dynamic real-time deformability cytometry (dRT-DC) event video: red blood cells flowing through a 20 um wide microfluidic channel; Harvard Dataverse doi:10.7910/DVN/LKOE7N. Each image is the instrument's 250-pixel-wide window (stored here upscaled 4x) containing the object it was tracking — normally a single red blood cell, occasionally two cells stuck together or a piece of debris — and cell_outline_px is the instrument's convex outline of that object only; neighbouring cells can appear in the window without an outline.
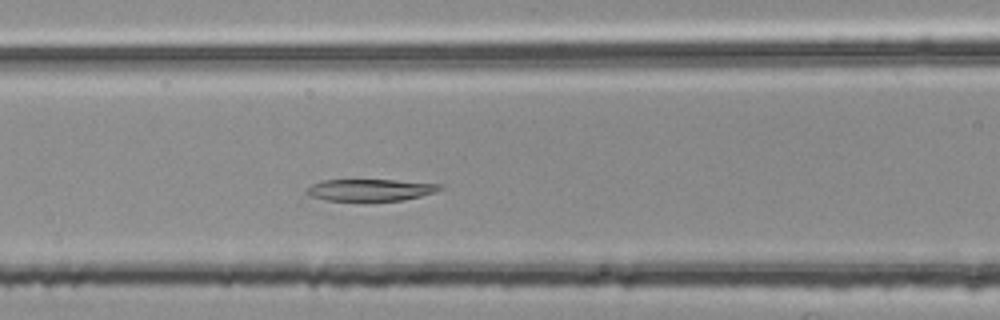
{"species": "common noctule bat (a hibernating species)", "species_latin": "Nyctalus noctula", "temperature_condition": "room temperature", "stored_images_in_passage": 44, "camera_frame_rate_fps": 3000, "um_per_image_px": 0.085, "animal": {"sex": "female", "body_mass_g": 25.1}, "frame": {"image": 1, "passage_image": 16, "time_ms": 5.0, "image_size_px": [1000, 320], "cell_outline_px": [[444, 188], [436, 192], [404, 200], [328, 200], [308, 196], [304, 192], [304, 188], [312, 184], [324, 180], [392, 180], [444, 184]], "centroid_in_image_um": [31.47, 16.14], "position_along_channel_um": 135.1, "area_um2": 16.99}}
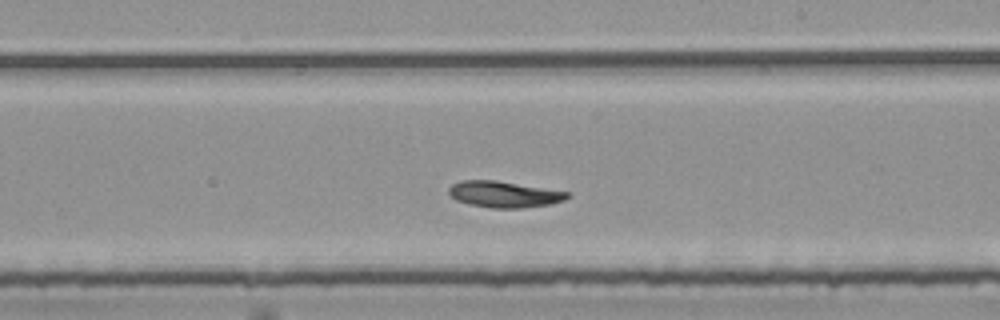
{"frame": {"image": 2, "passage_image": 25, "time_ms": 8.0, "image_size_px": [1000, 320], "cell_outline_px": [[572, 196], [564, 200], [552, 204], [520, 208], [492, 208], [468, 204], [456, 200], [448, 192], [448, 188], [452, 184], [460, 180], [496, 180], [568, 192]], "centroid_in_image_um": [42.84, 16.51], "position_along_channel_um": 246.2, "area_um2": 18.15}}
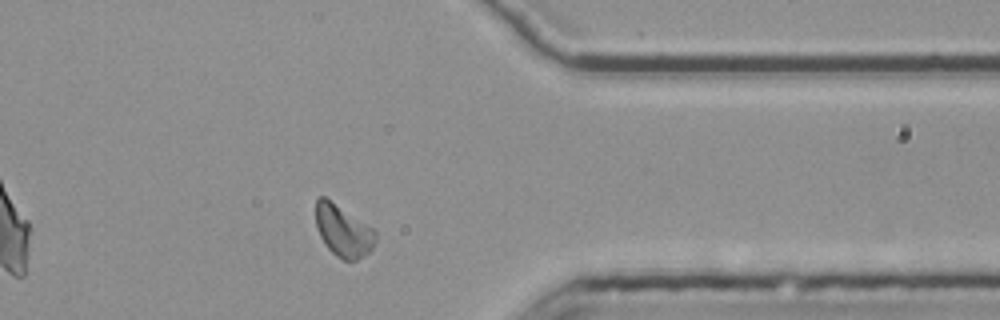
{"frame": {"image": 3, "passage_image": 37, "time_ms": 12.0, "image_size_px": [1000, 320], "cell_outline_px": [[376, 240], [372, 248], [364, 256], [356, 260], [344, 260], [336, 256], [324, 244], [316, 228], [316, 200], [320, 196], [324, 196], [372, 228], [376, 232]], "centroid_in_image_um": [29.15, 19.64], "position_along_channel_um": 382.2, "area_um2": 17.74}}